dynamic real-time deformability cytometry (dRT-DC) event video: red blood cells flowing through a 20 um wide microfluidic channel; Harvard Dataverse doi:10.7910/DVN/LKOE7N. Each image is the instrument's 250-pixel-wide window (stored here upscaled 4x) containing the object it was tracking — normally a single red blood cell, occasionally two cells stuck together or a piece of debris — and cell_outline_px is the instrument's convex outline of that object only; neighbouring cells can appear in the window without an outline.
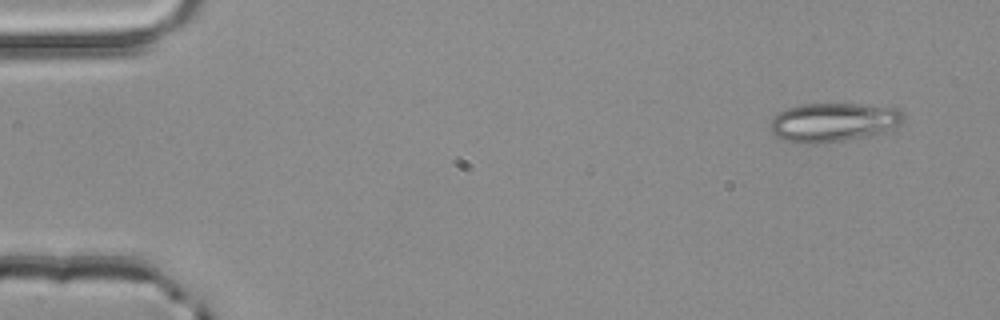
{"species": "common noctule bat (a hibernating species)", "species_latin": "Nyctalus noctula", "temperature_condition": "room temperature", "stored_images_in_passage": 49, "camera_frame_rate_fps": 3000, "um_per_image_px": 0.085, "animal": {"sex": "male", "body_mass_g": 20.4}, "frame": {"image": 1, "passage_image": 1, "time_ms": 0.0, "image_size_px": [1000, 320], "cell_outline_px": [[904, 120], [900, 124], [884, 132], [868, 136], [844, 140], [816, 144], [796, 144], [784, 140], [776, 136], [772, 132], [768, 124], [780, 112], [788, 108], [804, 104], [856, 104], [896, 108], [904, 112]], "centroid_in_image_um": [70.82, 10.41], "position_along_channel_um": 14.2, "area_um2": 30.23}}
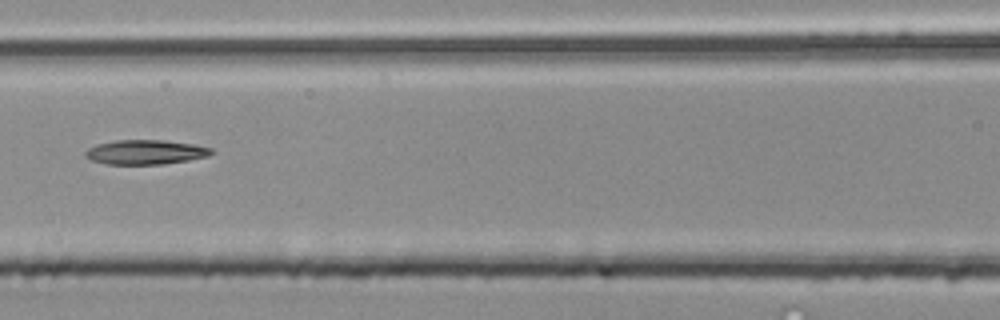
{"frame": {"image": 2, "passage_image": 21, "time_ms": 6.667, "image_size_px": [1000, 320], "cell_outline_px": [[212, 152], [208, 156], [188, 160], [164, 164], [104, 164], [92, 160], [84, 156], [84, 152], [88, 148], [96, 144], [116, 140], [164, 140], [192, 144], [212, 148]], "centroid_in_image_um": [12.32, 12.93], "position_along_channel_um": 154.3, "area_um2": 17.98}}
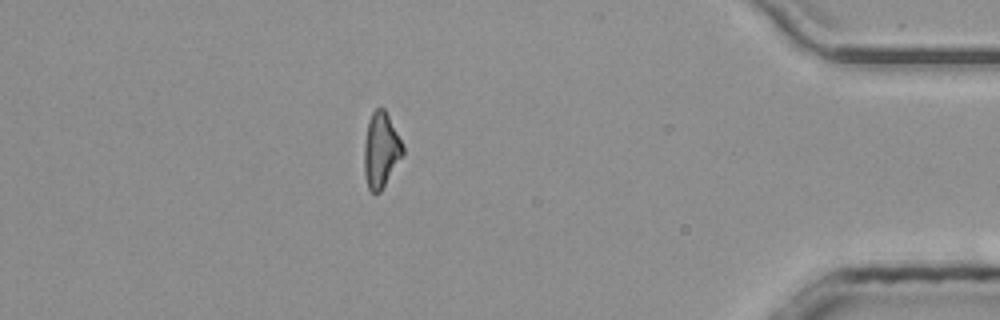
{"frame": {"image": 3, "passage_image": 43, "time_ms": 14.0, "image_size_px": [1000, 320], "cell_outline_px": [[404, 156], [380, 192], [372, 192], [368, 188], [364, 172], [364, 140], [368, 120], [372, 112], [376, 108], [384, 108], [404, 148]], "centroid_in_image_um": [32.37, 12.77], "position_along_channel_um": 402.8, "area_um2": 16.94}}